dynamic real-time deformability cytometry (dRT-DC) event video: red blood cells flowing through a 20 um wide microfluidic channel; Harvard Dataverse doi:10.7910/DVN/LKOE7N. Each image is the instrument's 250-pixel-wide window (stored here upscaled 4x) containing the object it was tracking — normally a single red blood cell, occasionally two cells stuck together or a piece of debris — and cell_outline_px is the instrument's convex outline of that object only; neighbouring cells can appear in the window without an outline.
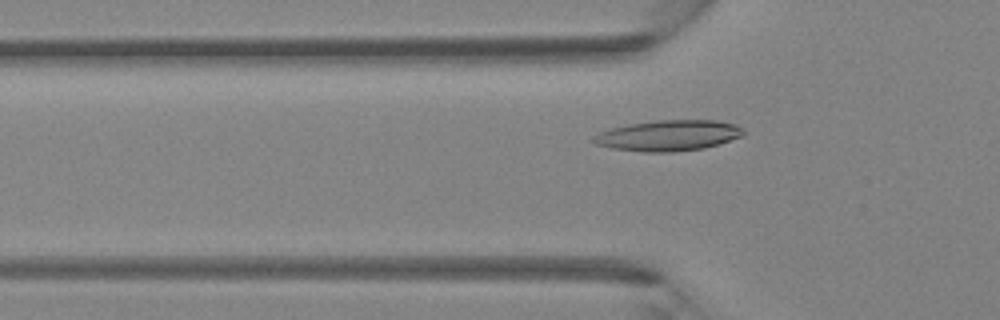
{"species": "Egyptian fruit bat (a non-hibernating species)", "species_latin": "Rousettus aegyptiacus", "temperature_condition": "room temperature", "stored_images_in_passage": 4, "camera_frame_rate_fps": 3000, "um_per_image_px": 0.085, "animal": {"sex": "female"}, "frame": {"image": 1, "passage_image": 3, "time_ms": 0.667, "image_size_px": [1000, 320], "cell_outline_px": [[744, 132], [740, 136], [704, 148], [672, 152], [644, 152], [612, 148], [596, 144], [592, 140], [592, 136], [600, 132], [612, 128], [628, 124], [660, 120], [716, 120], [736, 124]], "centroid_in_image_um": [56.77, 11.51], "position_along_channel_um": 69.0, "area_um2": 26.53}}
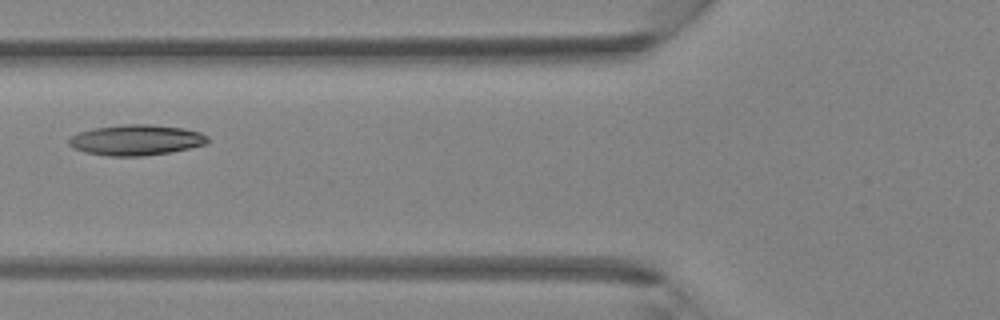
{"frame": {"image": 2, "passage_image": 4, "time_ms": 1.0, "image_size_px": [1000, 320], "cell_outline_px": [[208, 144], [172, 152], [144, 156], [108, 156], [84, 152], [68, 144], [68, 140], [72, 136], [80, 132], [92, 128], [120, 124], [148, 124], [184, 128], [200, 132], [208, 136]], "centroid_in_image_um": [11.6, 11.9], "position_along_channel_um": 114.2, "area_um2": 24.91}}